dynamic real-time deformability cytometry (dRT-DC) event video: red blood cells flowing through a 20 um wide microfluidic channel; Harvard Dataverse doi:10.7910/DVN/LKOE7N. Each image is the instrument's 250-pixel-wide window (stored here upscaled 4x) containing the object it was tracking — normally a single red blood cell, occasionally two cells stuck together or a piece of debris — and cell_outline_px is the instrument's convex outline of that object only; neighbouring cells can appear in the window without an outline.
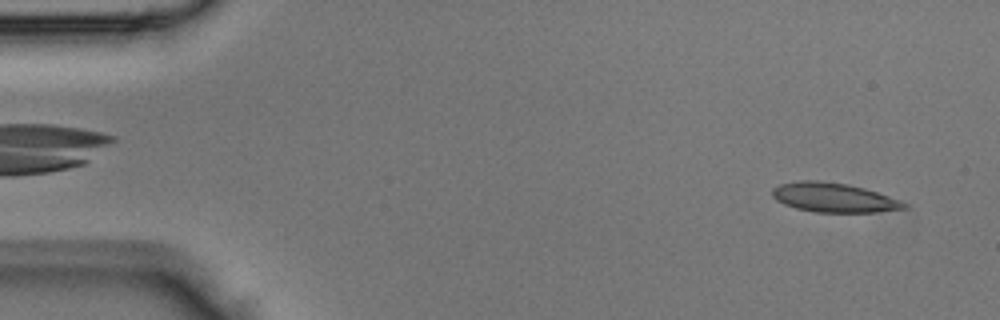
{"species": "Egyptian fruit bat (a non-hibernating species)", "species_latin": "Rousettus aegyptiacus", "temperature_condition": "room temperature", "stored_images_in_passage": 43, "camera_frame_rate_fps": 3000, "um_per_image_px": 0.085, "animal": {"sex": "male"}, "frame": {"image": 1, "passage_image": 2, "time_ms": 0.333, "image_size_px": [1000, 320], "cell_outline_px": [[908, 208], [876, 212], [816, 212], [796, 208], [784, 204], [776, 200], [772, 196], [772, 188], [780, 184], [800, 180], [820, 180], [848, 184], [864, 188], [900, 200], [908, 204]], "centroid_in_image_um": [70.85, 16.79], "position_along_channel_um": 14.1, "area_um2": 22.54}}
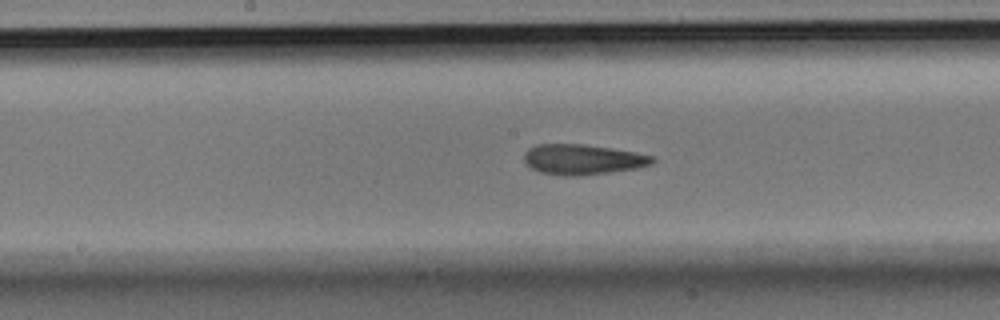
{"frame": {"image": 2, "passage_image": 21, "time_ms": 6.667, "image_size_px": [1000, 320], "cell_outline_px": [[656, 160], [652, 164], [636, 168], [608, 172], [576, 176], [564, 176], [540, 172], [532, 168], [524, 160], [524, 152], [528, 148], [536, 144], [584, 144], [612, 148], [636, 152], [652, 156]], "centroid_in_image_um": [49.51, 13.54], "position_along_channel_um": 198.7, "area_um2": 22.6}}
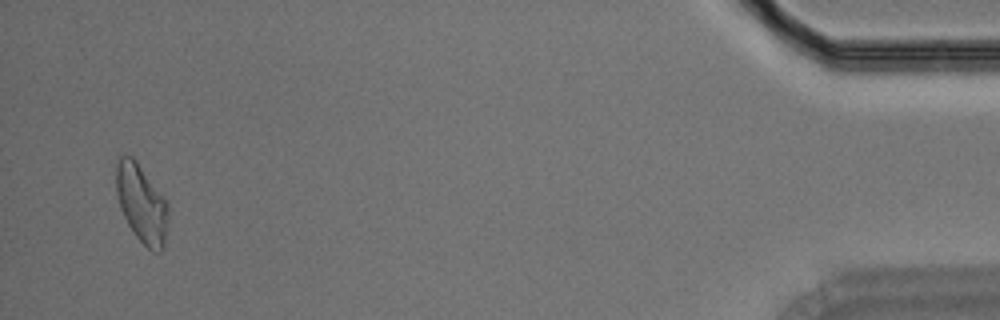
{"frame": {"image": 3, "passage_image": 41, "time_ms": 13.333, "image_size_px": [1000, 320], "cell_outline_px": [[168, 216], [164, 244], [160, 252], [152, 252], [132, 232], [120, 208], [116, 192], [116, 164], [120, 156], [132, 156], [136, 160], [168, 204]], "centroid_in_image_um": [12.02, 17.31], "position_along_channel_um": 423.2, "area_um2": 23.41}}